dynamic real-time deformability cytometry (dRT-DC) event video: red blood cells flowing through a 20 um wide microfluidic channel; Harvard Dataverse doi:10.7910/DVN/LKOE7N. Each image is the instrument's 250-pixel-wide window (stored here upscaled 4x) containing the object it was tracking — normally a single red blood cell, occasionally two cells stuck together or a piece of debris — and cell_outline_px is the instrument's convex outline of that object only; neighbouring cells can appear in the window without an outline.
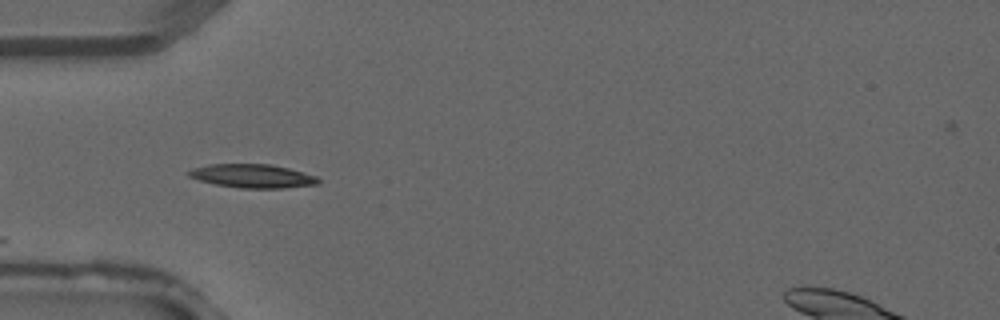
{"species": "common noctule bat (a hibernating species)", "species_latin": "Nyctalus noctula", "temperature_condition": "warm", "stored_images_in_passage": 4, "camera_frame_rate_fps": 3000, "um_per_image_px": 0.085, "animal": {"sex": "male", "forearm_length_mm": 52.5}, "frame": {"image": 1, "passage_image": 4, "time_ms": 1.0, "image_size_px": [1000, 320], "cell_outline_px": [[320, 184], [280, 188], [240, 188], [216, 184], [200, 180], [188, 176], [184, 172], [192, 168], [208, 164], [272, 164], [304, 172], [316, 176], [320, 180]], "centroid_in_image_um": [21.45, 14.95], "position_along_channel_um": 63.6, "area_um2": 17.92}}